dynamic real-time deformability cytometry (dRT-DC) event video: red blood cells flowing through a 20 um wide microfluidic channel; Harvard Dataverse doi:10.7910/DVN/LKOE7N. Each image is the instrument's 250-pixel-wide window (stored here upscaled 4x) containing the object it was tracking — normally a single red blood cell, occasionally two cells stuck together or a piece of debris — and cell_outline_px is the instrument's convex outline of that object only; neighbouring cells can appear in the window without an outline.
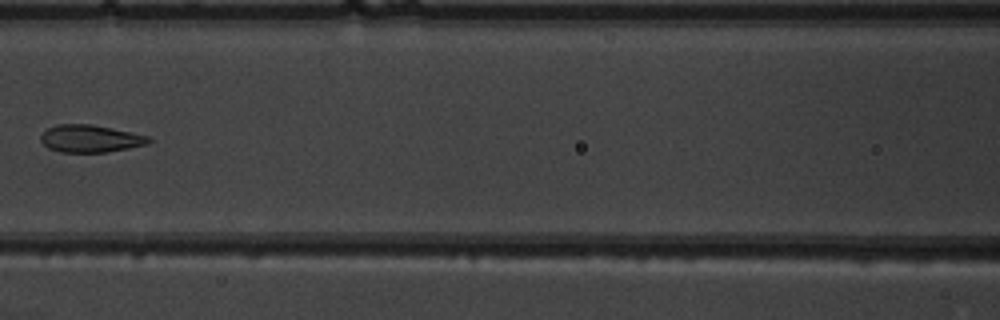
{"species": "common noctule bat (a hibernating species)", "species_latin": "Nyctalus noctula", "temperature_condition": "warm", "stored_images_in_passage": 5, "camera_frame_rate_fps": 3000, "um_per_image_px": 0.085, "animal": {"sex": "male", "body_mass_g": 19.5, "forearm_length_mm": 54.6}, "frame": {"image": 1, "passage_image": 5, "time_ms": 4.667, "image_size_px": [1000, 320], "cell_outline_px": [[152, 140], [148, 144], [108, 152], [60, 152], [48, 148], [40, 140], [40, 136], [48, 128], [56, 124], [92, 124], [112, 128], [148, 136]], "centroid_in_image_um": [7.66, 11.78], "position_along_channel_um": 158.9, "area_um2": 17.22}}